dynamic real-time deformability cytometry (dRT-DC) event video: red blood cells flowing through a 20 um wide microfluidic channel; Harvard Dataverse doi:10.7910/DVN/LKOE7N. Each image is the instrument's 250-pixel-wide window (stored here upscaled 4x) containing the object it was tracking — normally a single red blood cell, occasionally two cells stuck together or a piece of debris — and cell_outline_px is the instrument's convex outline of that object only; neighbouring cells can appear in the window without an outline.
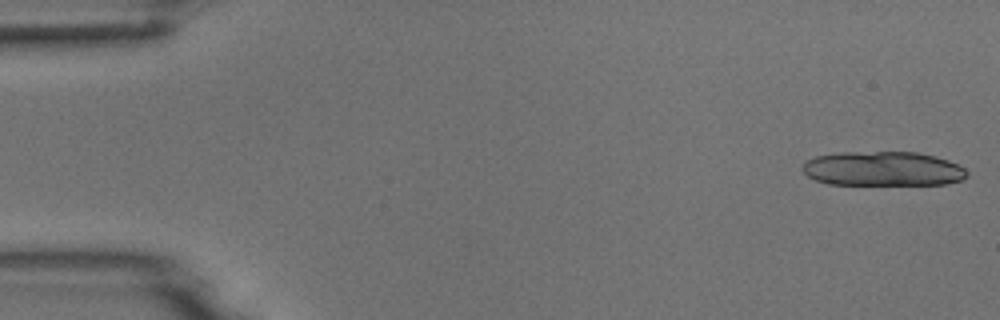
{"species": "common noctule bat (a hibernating species)", "species_latin": "Nyctalus noctula", "temperature_condition": "room temperature", "stored_images_in_passage": 22, "camera_frame_rate_fps": 3000, "um_per_image_px": 0.085, "animal": {"sex": "male", "body_mass_g": 18.8}, "frame": {"image": 1, "passage_image": 1, "time_ms": 0.0, "image_size_px": [1000, 320], "cell_outline_px": [[968, 176], [964, 180], [948, 184], [828, 184], [816, 180], [808, 176], [800, 168], [804, 160], [816, 156], [840, 152], [916, 152], [936, 156], [948, 160], [964, 168], [968, 172]], "centroid_in_image_um": [75.04, 14.34], "position_along_channel_um": 10.0, "area_um2": 33.29}}
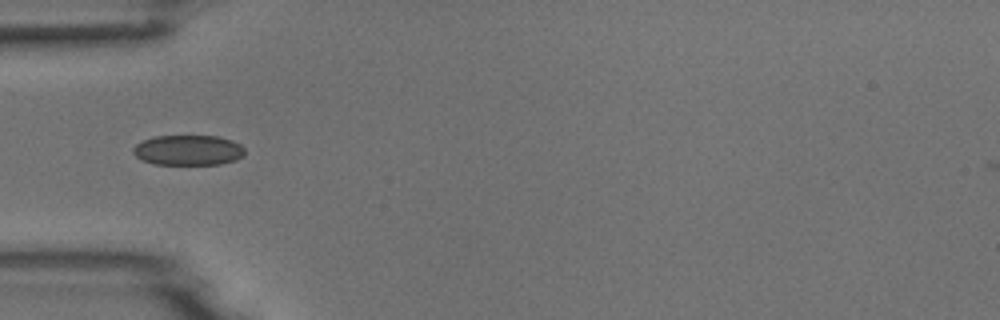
{"frame": {"image": 2, "passage_image": 16, "time_ms": 5.0, "image_size_px": [1000, 320], "cell_outline_px": [[244, 156], [236, 160], [220, 164], [152, 164], [140, 160], [132, 152], [132, 148], [136, 144], [152, 136], [216, 136], [232, 140], [240, 144], [244, 148]], "centroid_in_image_um": [15.98, 12.77], "position_along_channel_um": 69.0, "area_um2": 19.83}}